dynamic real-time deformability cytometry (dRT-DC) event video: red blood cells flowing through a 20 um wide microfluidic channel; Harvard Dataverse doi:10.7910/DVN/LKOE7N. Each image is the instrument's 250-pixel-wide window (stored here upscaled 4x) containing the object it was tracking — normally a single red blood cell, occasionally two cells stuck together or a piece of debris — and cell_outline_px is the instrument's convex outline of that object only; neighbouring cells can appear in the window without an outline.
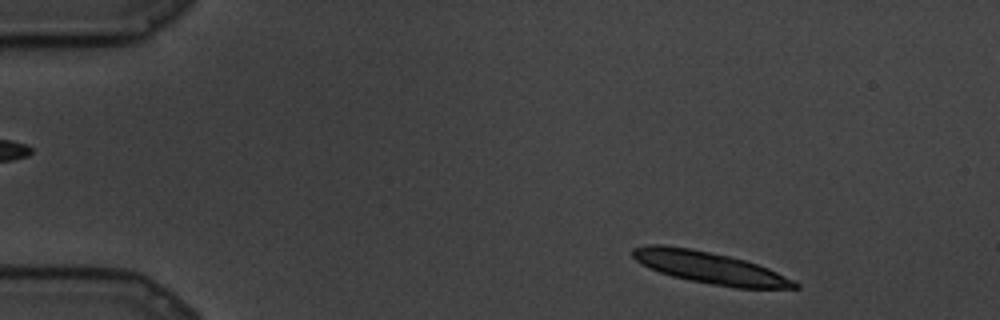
{"species": "common noctule bat (a hibernating species)", "species_latin": "Nyctalus noctula", "temperature_condition": "cold", "stored_images_in_passage": 20, "camera_frame_rate_fps": 3000, "um_per_image_px": 0.085, "animal": {"sex": "male", "body_mass_g": 19.5, "forearm_length_mm": 54.6}, "frame": {"image": 1, "passage_image": 5, "time_ms": 1.333, "image_size_px": [1000, 320], "cell_outline_px": [[800, 288], [736, 288], [712, 284], [672, 276], [648, 268], [640, 264], [632, 256], [632, 248], [648, 244], [664, 244], [688, 248], [728, 256], [744, 260], [768, 268], [800, 284]], "centroid_in_image_um": [60.27, 22.74], "position_along_channel_um": 24.7, "area_um2": 29.71}}